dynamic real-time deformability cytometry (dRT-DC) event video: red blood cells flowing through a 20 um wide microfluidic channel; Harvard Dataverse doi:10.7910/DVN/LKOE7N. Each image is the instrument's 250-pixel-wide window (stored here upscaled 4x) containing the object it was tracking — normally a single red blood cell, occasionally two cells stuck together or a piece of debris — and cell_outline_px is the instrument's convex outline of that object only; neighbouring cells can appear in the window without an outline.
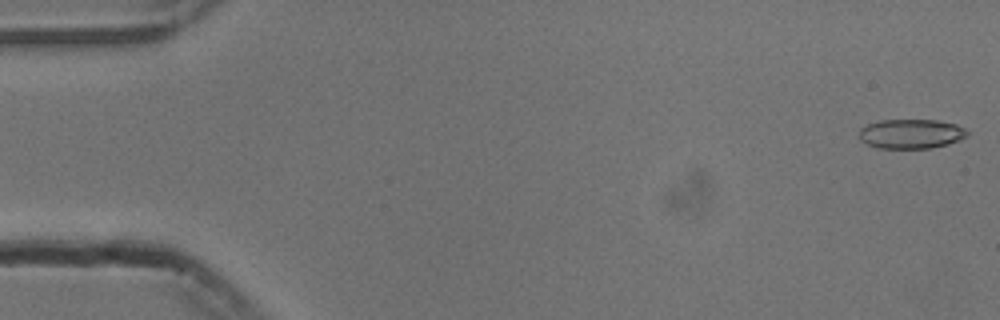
{"species": "common noctule bat (a hibernating species)", "species_latin": "Nyctalus noctula", "temperature_condition": "cold", "stored_images_in_passage": 5, "camera_frame_rate_fps": 3000, "um_per_image_px": 0.085, "animal": {"sex": "male", "body_mass_g": 13.3}, "frame": {"image": 1, "passage_image": 1, "time_ms": 0.0, "image_size_px": [1000, 320], "cell_outline_px": [[968, 136], [960, 140], [948, 144], [928, 148], [876, 148], [860, 140], [860, 128], [868, 124], [880, 120], [936, 120], [956, 124], [964, 128], [968, 132]], "centroid_in_image_um": [77.45, 11.37], "position_along_channel_um": 7.5, "area_um2": 18.55}}